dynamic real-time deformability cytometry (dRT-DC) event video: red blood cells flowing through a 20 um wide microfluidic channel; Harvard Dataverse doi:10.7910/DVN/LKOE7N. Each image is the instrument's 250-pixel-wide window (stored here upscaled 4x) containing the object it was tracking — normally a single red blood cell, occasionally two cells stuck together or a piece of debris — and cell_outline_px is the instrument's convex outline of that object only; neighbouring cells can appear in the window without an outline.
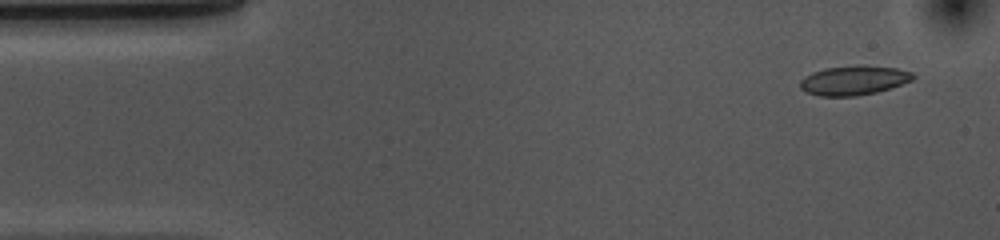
{"species": "common noctule bat (a hibernating species)", "species_latin": "Nyctalus noctula", "temperature_condition": "cold", "stored_images_in_passage": 53, "camera_frame_rate_fps": 3000, "um_per_image_px": 0.085, "animal": {"sex": "female", "body_mass_g": 10.0, "forearm_length_mm": 53.1}, "frame": {"image": 1, "passage_image": 3, "time_ms": 0.667, "image_size_px": [1000, 240], "cell_outline_px": [[916, 76], [912, 80], [892, 88], [876, 92], [856, 96], [820, 96], [808, 92], [800, 88], [800, 80], [804, 76], [812, 72], [824, 68], [896, 68], [912, 72]], "centroid_in_image_um": [72.55, 6.88], "position_along_channel_um": 12.4, "area_um2": 18.5}}
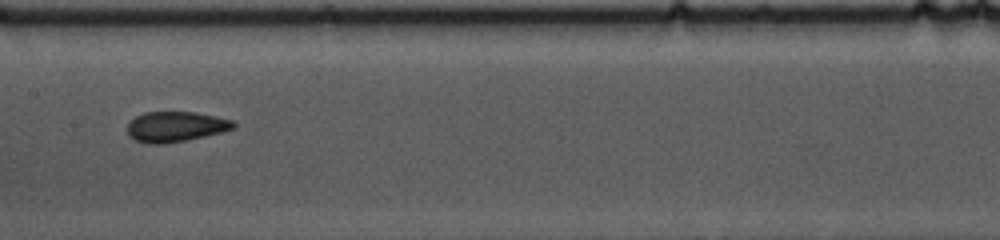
{"frame": {"image": 2, "passage_image": 25, "time_ms": 8.0, "image_size_px": [1000, 240], "cell_outline_px": [[236, 128], [224, 132], [164, 144], [148, 144], [136, 140], [128, 132], [128, 124], [136, 116], [144, 112], [196, 112], [216, 116], [232, 120], [236, 124]], "centroid_in_image_um": [14.97, 10.76], "position_along_channel_um": 192.4, "area_um2": 18.67}}
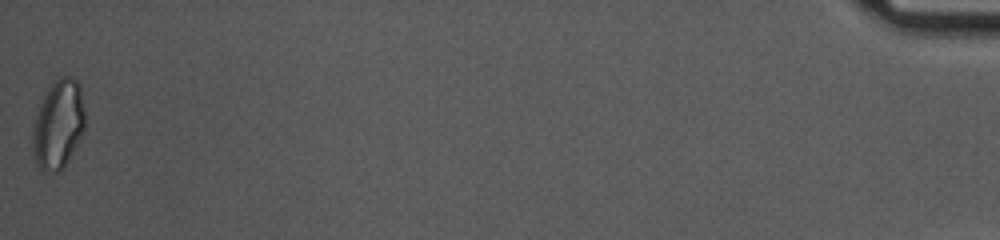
{"frame": {"image": 3, "passage_image": 53, "time_ms": 17.333, "image_size_px": [1000, 240], "cell_outline_px": [[84, 128], [64, 168], [60, 172], [40, 172], [36, 164], [32, 148], [32, 132], [36, 116], [40, 104], [52, 80], [60, 76], [72, 76], [80, 84], [84, 112]], "centroid_in_image_um": [4.93, 10.58], "position_along_channel_um": 430.3, "area_um2": 27.22}, "authors_computed_cell_mechanics": {"area_um2": 18.9584, "velocity_mm_per_s": 3.6695, "shape_relaxation_time_tau1_ms": 6.2541, "shape_relaxation_time_tau2_ms": 1.4159, "deformation_change_tau1": 0.1219, "deformation_change_tau2": 0.0729}}